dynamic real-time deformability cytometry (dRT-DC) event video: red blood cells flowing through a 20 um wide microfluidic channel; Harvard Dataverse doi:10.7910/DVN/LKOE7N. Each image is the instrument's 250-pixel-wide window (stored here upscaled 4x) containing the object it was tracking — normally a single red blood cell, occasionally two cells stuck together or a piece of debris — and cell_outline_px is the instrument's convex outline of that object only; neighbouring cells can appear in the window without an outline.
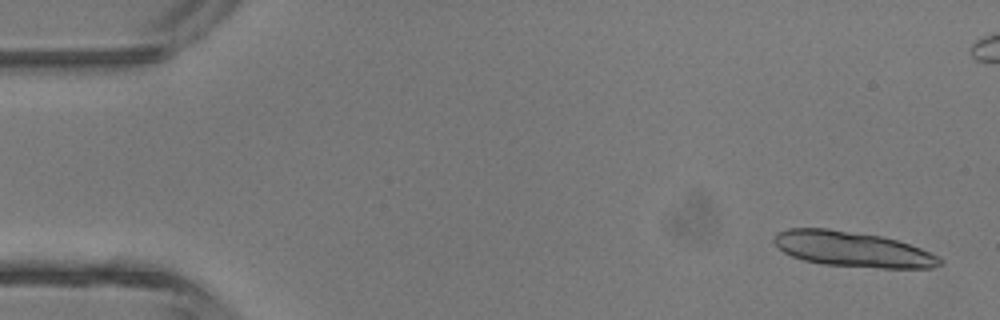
{"species": "common noctule bat (a hibernating species)", "species_latin": "Nyctalus noctula", "temperature_condition": "room temperature", "stored_images_in_passage": 5, "camera_frame_rate_fps": 3000, "um_per_image_px": 0.085, "animal": {"sex": "male", "body_mass_g": 13.3}, "frame": {"image": 1, "passage_image": 1, "time_ms": 0.0, "image_size_px": [1000, 320], "cell_outline_px": [[944, 264], [932, 268], [880, 268], [824, 264], [804, 260], [792, 256], [784, 252], [772, 240], [776, 232], [788, 228], [828, 228], [880, 236], [896, 240], [920, 248], [944, 260]], "centroid_in_image_um": [72.46, 21.18], "position_along_channel_um": 12.5, "area_um2": 33.93}}